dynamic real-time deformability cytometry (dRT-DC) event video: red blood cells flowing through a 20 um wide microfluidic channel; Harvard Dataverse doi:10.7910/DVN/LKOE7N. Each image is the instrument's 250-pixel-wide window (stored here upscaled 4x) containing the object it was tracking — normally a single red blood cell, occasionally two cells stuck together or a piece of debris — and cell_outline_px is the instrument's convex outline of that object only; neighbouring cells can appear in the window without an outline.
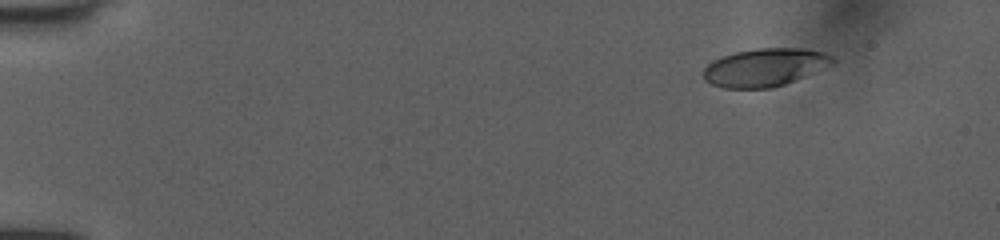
{"species": "human", "species_latin": "Homo sapiens", "temperature_condition": "room temperature", "stored_images_in_passage": 47, "camera_frame_rate_fps": 3000, "um_per_image_px": 0.085, "donor": {"sex": "female"}, "frame": {"image": 1, "passage_image": 1, "time_ms": 0.0, "image_size_px": [1000, 240], "cell_outline_px": [[836, 64], [784, 84], [772, 88], [724, 88], [712, 84], [704, 80], [704, 68], [712, 60], [736, 52], [756, 48], [804, 48], [820, 52], [832, 56], [836, 60]], "centroid_in_image_um": [65.03, 5.72], "position_along_channel_um": 20.0, "area_um2": 28.55}}
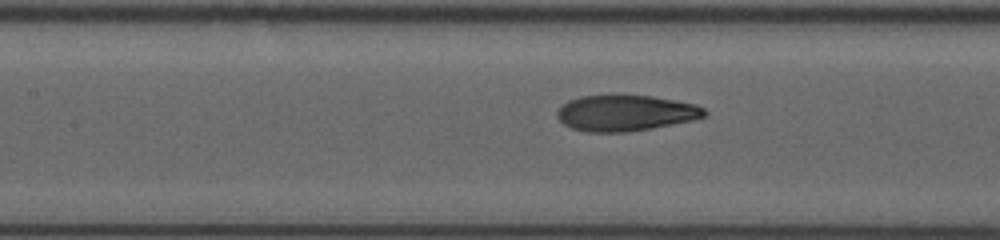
{"frame": {"image": 2, "passage_image": 20, "time_ms": 6.333, "image_size_px": [1000, 240], "cell_outline_px": [[708, 112], [704, 116], [692, 120], [652, 128], [624, 132], [584, 132], [572, 128], [564, 124], [556, 116], [556, 112], [560, 104], [568, 100], [580, 96], [612, 92], [652, 96], [676, 100], [696, 104], [704, 108]], "centroid_in_image_um": [53.11, 9.56], "position_along_channel_um": 154.3, "area_um2": 31.85}}
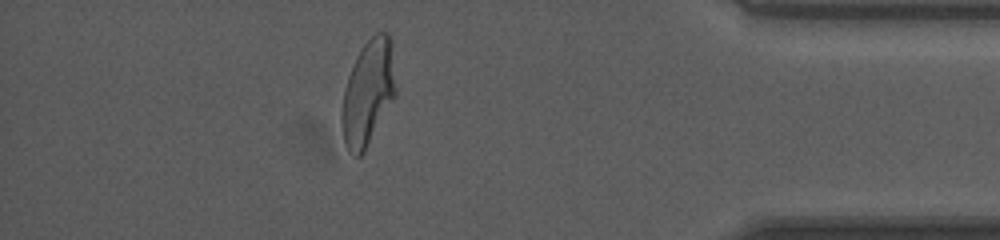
{"frame": {"image": 3, "passage_image": 41, "time_ms": 13.333, "image_size_px": [1000, 240], "cell_outline_px": [[396, 96], [364, 152], [360, 156], [356, 156], [348, 152], [344, 140], [340, 124], [340, 116], [344, 88], [348, 76], [356, 56], [364, 44], [376, 32], [388, 32], [392, 40], [396, 92]], "centroid_in_image_um": [31.28, 7.88], "position_along_channel_um": 403.9, "area_um2": 33.52}, "authors_computed_cell_mechanics": {"area_um2": 31.4432, "velocity_mm_per_s": 4.0442, "shape_relaxation_time_tau1_ms": 5.7048, "shape_relaxation_time_tau2_ms": 0.8867, "deformation_change_tau1": 0.234, "deformation_change_tau2": 0.0708}}